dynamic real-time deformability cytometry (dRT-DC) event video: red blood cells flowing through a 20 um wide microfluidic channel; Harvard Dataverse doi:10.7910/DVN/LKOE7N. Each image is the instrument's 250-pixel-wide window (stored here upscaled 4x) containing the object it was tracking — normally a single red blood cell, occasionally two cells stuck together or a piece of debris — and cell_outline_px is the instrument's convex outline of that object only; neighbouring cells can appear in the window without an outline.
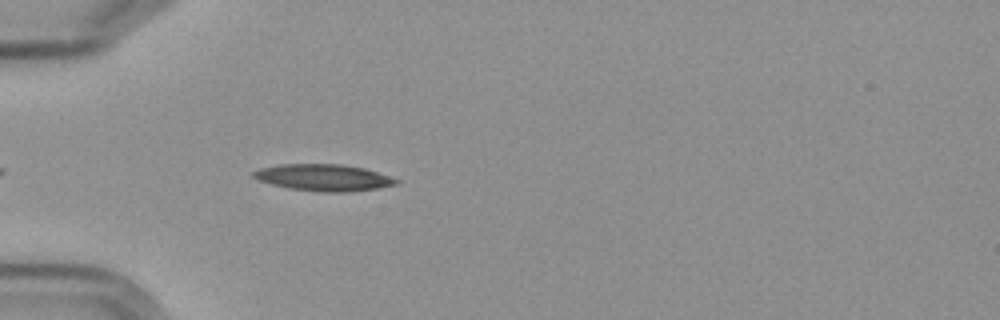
{"species": "Egyptian fruit bat (a non-hibernating species)", "species_latin": "Rousettus aegyptiacus", "temperature_condition": "cold", "stored_images_in_passage": 5, "camera_frame_rate_fps": 3000, "um_per_image_px": 0.085, "frame": {"image": 1, "passage_image": 5, "time_ms": 4.667, "image_size_px": [1000, 320], "cell_outline_px": [[400, 180], [396, 184], [376, 188], [344, 192], [324, 192], [288, 188], [272, 184], [260, 180], [252, 176], [252, 172], [260, 168], [280, 164], [340, 164], [364, 168]], "centroid_in_image_um": [27.47, 15.08], "position_along_channel_um": 57.5, "area_um2": 21.85}}